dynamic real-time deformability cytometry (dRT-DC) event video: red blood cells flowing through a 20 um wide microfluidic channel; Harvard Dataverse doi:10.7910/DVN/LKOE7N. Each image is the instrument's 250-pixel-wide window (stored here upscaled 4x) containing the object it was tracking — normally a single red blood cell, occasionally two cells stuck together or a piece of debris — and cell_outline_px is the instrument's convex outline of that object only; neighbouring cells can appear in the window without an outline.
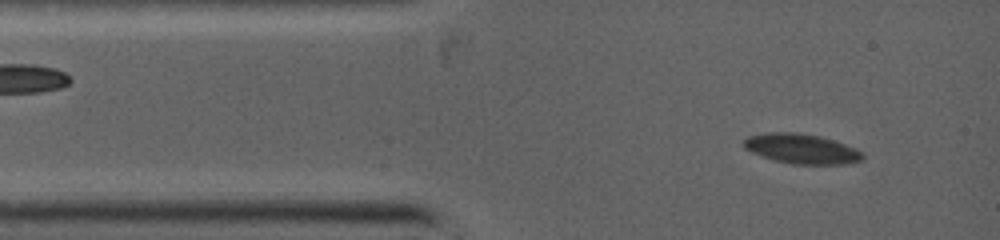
{"species": "common noctule bat (a hibernating species)", "species_latin": "Nyctalus noctula", "temperature_condition": "warm", "stored_images_in_passage": 90, "camera_frame_rate_fps": 5000, "um_per_image_px": 0.085, "animal": {"sex": "female", "body_mass_g": 19.0, "forearm_length_mm": 53.3}, "frame": {"image": 1, "passage_image": 4, "time_ms": 0.8, "image_size_px": [1000, 240], "cell_outline_px": [[864, 156], [860, 160], [844, 164], [792, 164], [772, 160], [752, 152], [744, 148], [744, 140], [748, 136], [768, 132], [796, 132], [820, 136], [856, 148], [864, 152]], "centroid_in_image_um": [68.12, 12.64], "position_along_channel_um": 16.9, "area_um2": 20.63}}
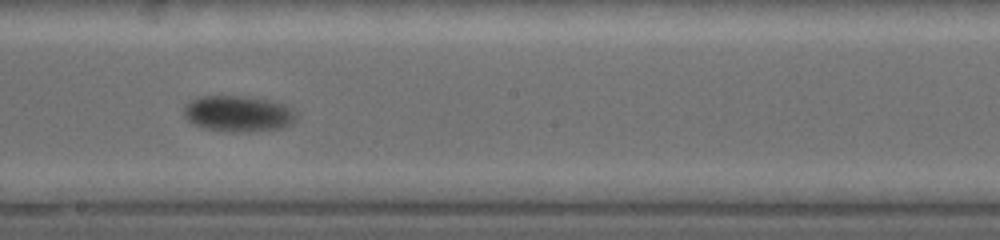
{"frame": {"image": 2, "passage_image": 42, "time_ms": 6.2, "image_size_px": [1000, 240], "cell_outline_px": [[296, 120], [280, 128], [236, 132], [204, 128], [188, 120], [184, 116], [184, 108], [192, 100], [200, 96], [244, 96], [268, 100], [292, 108], [296, 116]], "centroid_in_image_um": [20.23, 9.65], "position_along_channel_um": 228.0, "area_um2": 23.0}}
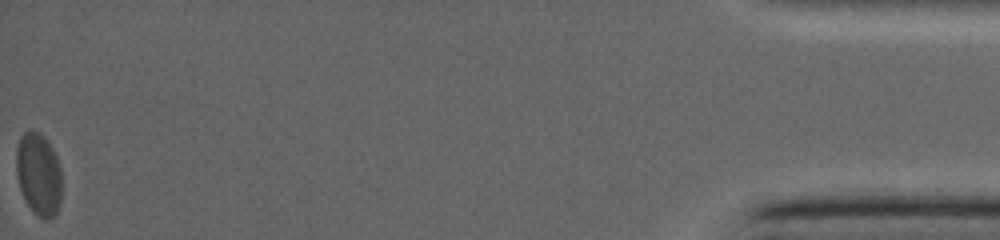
{"frame": {"image": 3, "passage_image": 89, "time_ms": 13.8, "image_size_px": [1000, 240], "cell_outline_px": [[60, 200], [56, 212], [48, 220], [44, 220], [28, 204], [20, 188], [16, 172], [16, 148], [20, 136], [28, 128], [40, 132], [44, 136], [52, 148], [56, 156], [60, 168]], "centroid_in_image_um": [3.26, 14.73], "position_along_channel_um": 431.9, "area_um2": 21.68}}